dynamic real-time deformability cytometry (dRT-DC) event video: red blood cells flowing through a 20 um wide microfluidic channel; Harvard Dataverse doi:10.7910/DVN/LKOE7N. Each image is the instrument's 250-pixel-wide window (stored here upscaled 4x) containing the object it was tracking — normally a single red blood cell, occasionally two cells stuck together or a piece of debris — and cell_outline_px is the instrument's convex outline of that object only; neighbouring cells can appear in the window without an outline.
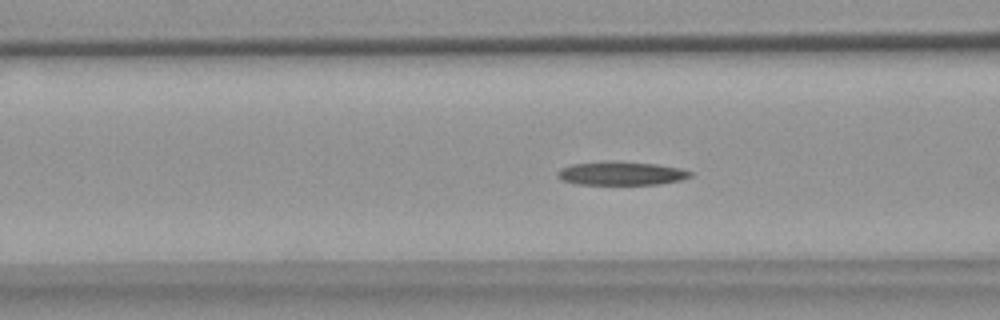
{"species": "common noctule bat (a hibernating species)", "species_latin": "Nyctalus noctula", "temperature_condition": "warm", "stored_images_in_passage": 55, "camera_frame_rate_fps": 3000, "um_per_image_px": 0.085, "animal": {"sex": "female", "body_mass_g": 18.4}, "frame": {"image": 1, "passage_image": 21, "time_ms": 6.667, "image_size_px": [1000, 320], "cell_outline_px": [[692, 176], [680, 180], [660, 184], [576, 184], [564, 180], [556, 176], [556, 172], [560, 168], [572, 164], [604, 160], [616, 160], [656, 164], [680, 168], [692, 172]], "centroid_in_image_um": [52.77, 14.71], "position_along_channel_um": 113.8, "area_um2": 18.5}}
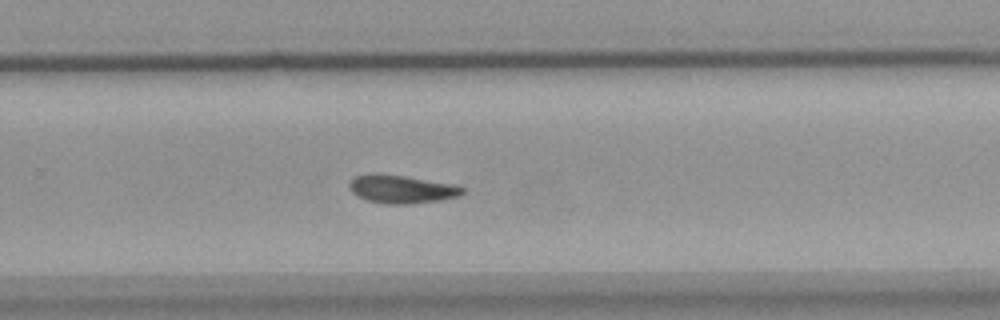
{"frame": {"image": 2, "passage_image": 36, "time_ms": 11.667, "image_size_px": [1000, 320], "cell_outline_px": [[464, 192], [460, 196], [440, 200], [408, 204], [384, 204], [368, 200], [356, 196], [348, 188], [348, 184], [356, 176], [404, 176], [456, 184], [464, 188]], "centroid_in_image_um": [34.2, 16.12], "position_along_channel_um": 295.6, "area_um2": 18.09}}
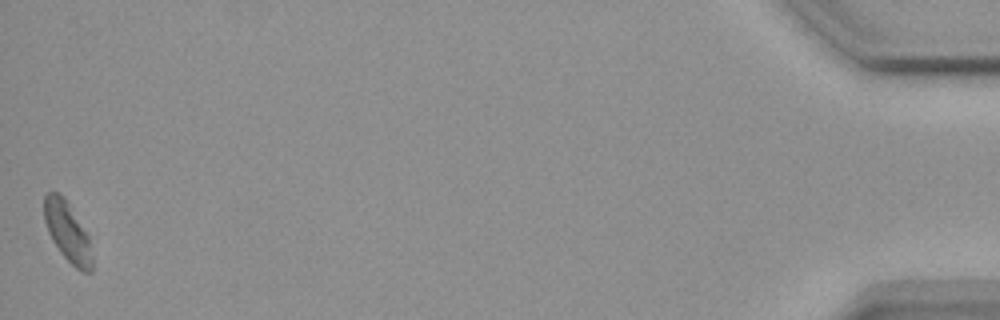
{"frame": {"image": 3, "passage_image": 55, "time_ms": 18.0, "image_size_px": [1000, 320], "cell_outline_px": [[92, 272], [80, 272], [60, 252], [52, 240], [48, 232], [44, 220], [44, 196], [48, 192], [56, 192], [64, 196], [88, 232], [92, 256]], "centroid_in_image_um": [5.75, 19.69], "position_along_channel_um": 429.4, "area_um2": 16.94}}